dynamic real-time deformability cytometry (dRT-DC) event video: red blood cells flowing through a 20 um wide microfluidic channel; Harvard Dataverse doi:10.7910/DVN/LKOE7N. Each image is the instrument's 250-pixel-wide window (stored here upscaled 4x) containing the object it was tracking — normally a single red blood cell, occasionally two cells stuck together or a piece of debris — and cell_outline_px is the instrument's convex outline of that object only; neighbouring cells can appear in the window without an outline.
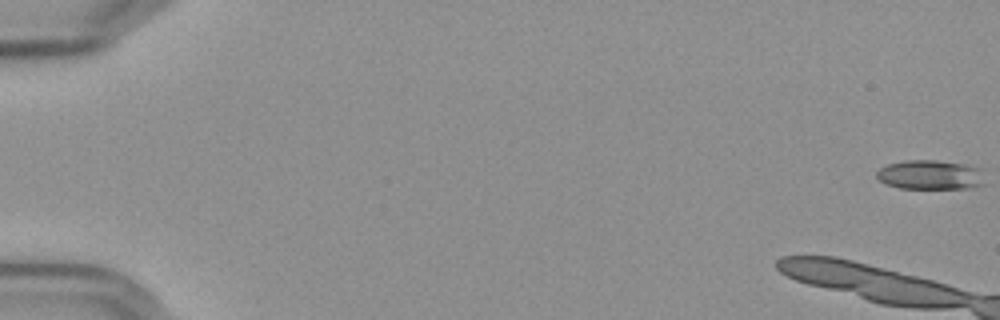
{"species": "Egyptian fruit bat (a non-hibernating species)", "species_latin": "Rousettus aegyptiacus", "temperature_condition": "cold", "stored_images_in_passage": 10, "camera_frame_rate_fps": 3000, "um_per_image_px": 0.085, "frame": {"image": 1, "passage_image": 1, "time_ms": 0.0, "image_size_px": [1000, 320], "cell_outline_px": [[984, 184], [968, 188], [900, 188], [888, 184], [880, 180], [876, 176], [876, 172], [880, 168], [888, 164], [904, 160], [936, 160], [964, 164], [980, 168]], "centroid_in_image_um": [79.06, 14.85], "position_along_channel_um": 5.9, "area_um2": 18.38}}